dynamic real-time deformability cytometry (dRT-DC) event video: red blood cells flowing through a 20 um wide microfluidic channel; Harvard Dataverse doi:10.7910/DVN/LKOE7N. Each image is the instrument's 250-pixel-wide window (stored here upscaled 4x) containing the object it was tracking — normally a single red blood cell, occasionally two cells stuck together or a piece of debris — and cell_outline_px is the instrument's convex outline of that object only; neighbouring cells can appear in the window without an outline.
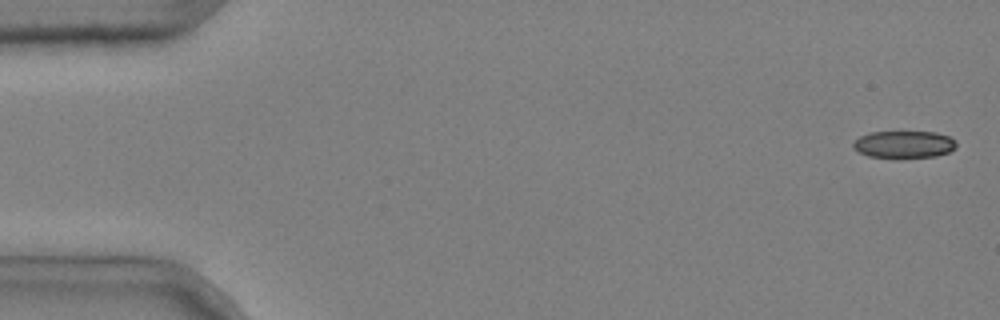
{"species": "common noctule bat (a hibernating species)", "species_latin": "Nyctalus noctula", "temperature_condition": "cold", "stored_images_in_passage": 4, "camera_frame_rate_fps": 3000, "um_per_image_px": 0.085, "animal": {"sex": "male", "body_mass_g": 20.4}, "frame": {"image": 1, "passage_image": 1, "time_ms": 0.0, "image_size_px": [1000, 320], "cell_outline_px": [[956, 148], [948, 152], [936, 156], [900, 160], [896, 160], [868, 156], [852, 148], [852, 144], [860, 136], [868, 132], [936, 132], [948, 136], [956, 140]], "centroid_in_image_um": [76.83, 12.31], "position_along_channel_um": 8.2, "area_um2": 16.99}}
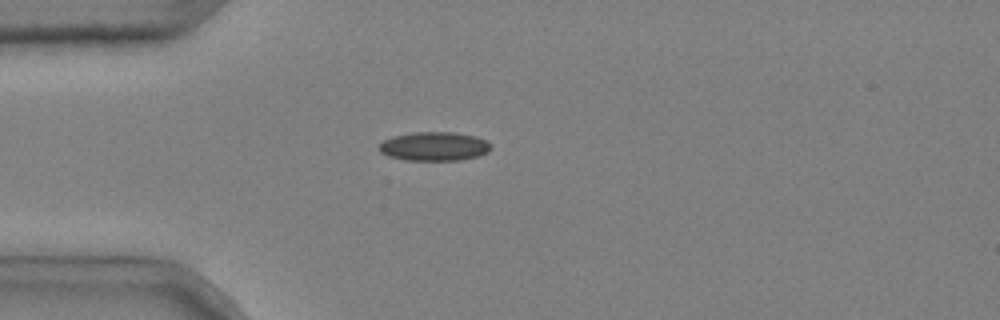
{"frame": {"image": 2, "passage_image": 4, "time_ms": 1.0, "image_size_px": [1000, 320], "cell_outline_px": [[492, 148], [488, 152], [476, 156], [460, 160], [404, 160], [388, 156], [380, 152], [380, 144], [384, 140], [392, 136], [412, 132], [452, 132], [476, 136], [488, 140], [492, 144]], "centroid_in_image_um": [36.94, 12.43], "position_along_channel_um": 48.1, "area_um2": 18.96}}